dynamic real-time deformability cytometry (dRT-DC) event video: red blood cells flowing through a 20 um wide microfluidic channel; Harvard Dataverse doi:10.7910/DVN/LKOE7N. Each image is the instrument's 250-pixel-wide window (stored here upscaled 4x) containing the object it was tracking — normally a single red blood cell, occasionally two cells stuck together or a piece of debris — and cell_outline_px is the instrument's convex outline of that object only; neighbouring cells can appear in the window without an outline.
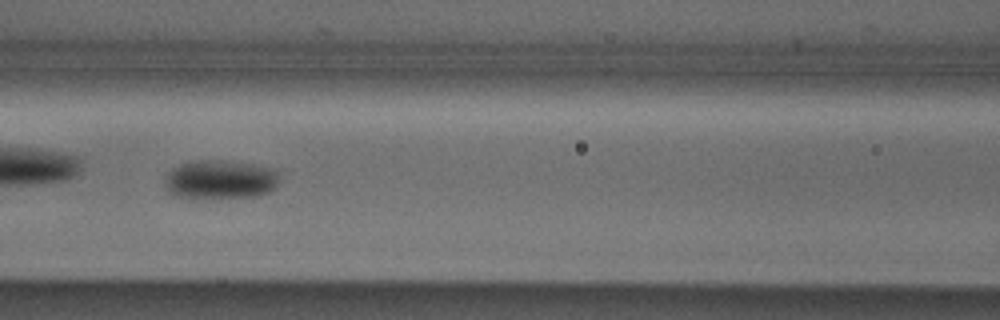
{"species": "Egyptian fruit bat (a non-hibernating species)", "species_latin": "Rousettus aegyptiacus", "temperature_condition": "cold", "stored_images_in_passage": 43, "camera_frame_rate_fps": 3000, "um_per_image_px": 0.085, "animal": {"sex": "male"}, "frame": {"image": 1, "passage_image": 13, "time_ms": 4.0, "image_size_px": [1000, 320], "cell_outline_px": [[276, 188], [272, 192], [260, 196], [212, 200], [192, 200], [168, 192], [164, 188], [164, 180], [168, 172], [172, 168], [180, 164], [200, 160], [224, 160], [252, 164], [276, 168]], "centroid_in_image_um": [18.69, 15.31], "position_along_channel_um": 147.9, "area_um2": 27.05}}
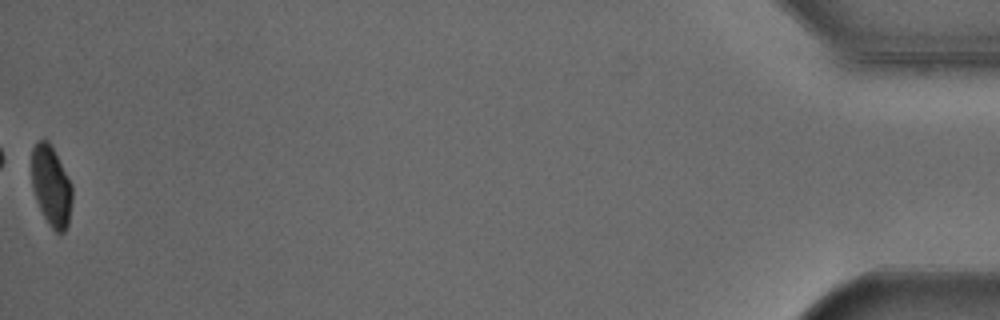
{"frame": {"image": 2, "passage_image": 43, "time_ms": 14.0, "image_size_px": [1000, 320], "cell_outline_px": [[72, 200], [68, 224], [64, 232], [56, 232], [48, 224], [36, 200], [32, 188], [32, 148], [40, 140], [48, 140], [72, 184]], "centroid_in_image_um": [4.35, 15.83], "position_along_channel_um": 430.8, "area_um2": 18.79}, "authors_computed_cell_mechanics": {"area_um2": 24.2182, "velocity_mm_per_s": 3.8607, "shape_relaxation_time_tau1_ms": 3.288, "shape_relaxation_time_tau2_ms": null, "deformation_change_tau1": 0.0903, "deformation_change_tau2": null}}